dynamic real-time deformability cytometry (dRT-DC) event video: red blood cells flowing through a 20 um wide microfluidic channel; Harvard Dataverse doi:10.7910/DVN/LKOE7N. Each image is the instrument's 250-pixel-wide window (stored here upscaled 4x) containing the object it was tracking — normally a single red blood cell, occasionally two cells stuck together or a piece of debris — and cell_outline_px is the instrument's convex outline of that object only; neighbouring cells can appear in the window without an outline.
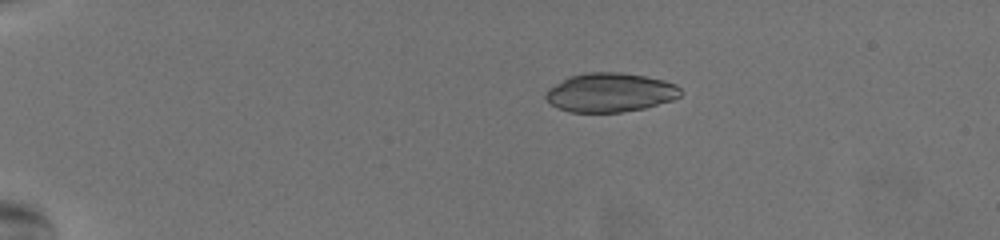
{"species": "common noctule bat (a hibernating species)", "species_latin": "Nyctalus noctula", "temperature_condition": "warm", "stored_images_in_passage": 47, "camera_frame_rate_fps": 3000, "um_per_image_px": 0.085, "animal": {"sex": "female", "body_mass_g": 19.5, "forearm_length_mm": 54.1}, "frame": {"image": 1, "passage_image": 1, "time_ms": 0.0, "image_size_px": [1000, 240], "cell_outline_px": [[684, 92], [680, 96], [672, 100], [644, 108], [620, 112], [572, 112], [560, 108], [552, 104], [544, 96], [548, 88], [568, 76], [584, 72], [620, 72], [644, 76], [664, 80], [676, 84]], "centroid_in_image_um": [51.87, 7.85], "position_along_channel_um": 33.1, "area_um2": 30.69}}
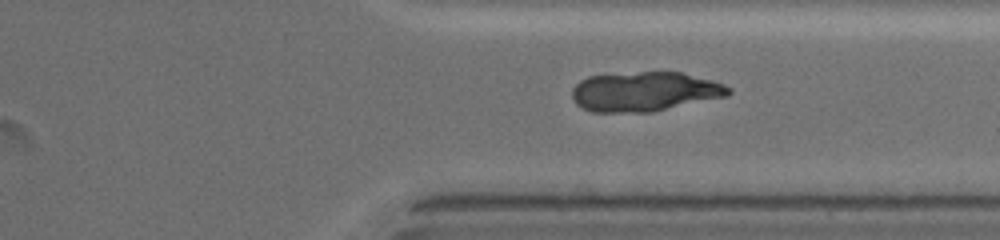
{"frame": {"image": 2, "passage_image": 34, "time_ms": 11.0, "image_size_px": [1000, 240], "cell_outline_px": [[732, 92], [728, 96], [652, 112], [592, 112], [576, 104], [572, 96], [572, 88], [580, 80], [588, 76], [640, 72], [680, 72], [712, 80], [724, 84], [732, 88]], "centroid_in_image_um": [54.82, 7.79], "position_along_channel_um": 356.6, "area_um2": 36.13}}
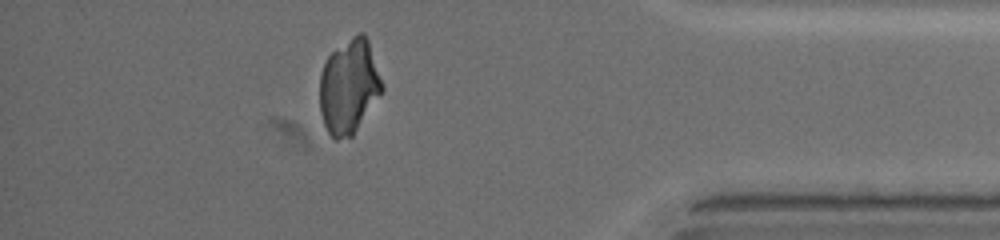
{"frame": {"image": 3, "passage_image": 40, "time_ms": 13.0, "image_size_px": [1000, 240], "cell_outline_px": [[384, 88], [352, 136], [336, 140], [328, 132], [324, 124], [320, 112], [320, 72], [328, 56], [336, 48], [352, 36], [360, 32], [364, 32], [368, 40]], "centroid_in_image_um": [29.64, 7.34], "position_along_channel_um": 405.6, "area_um2": 33.93}}